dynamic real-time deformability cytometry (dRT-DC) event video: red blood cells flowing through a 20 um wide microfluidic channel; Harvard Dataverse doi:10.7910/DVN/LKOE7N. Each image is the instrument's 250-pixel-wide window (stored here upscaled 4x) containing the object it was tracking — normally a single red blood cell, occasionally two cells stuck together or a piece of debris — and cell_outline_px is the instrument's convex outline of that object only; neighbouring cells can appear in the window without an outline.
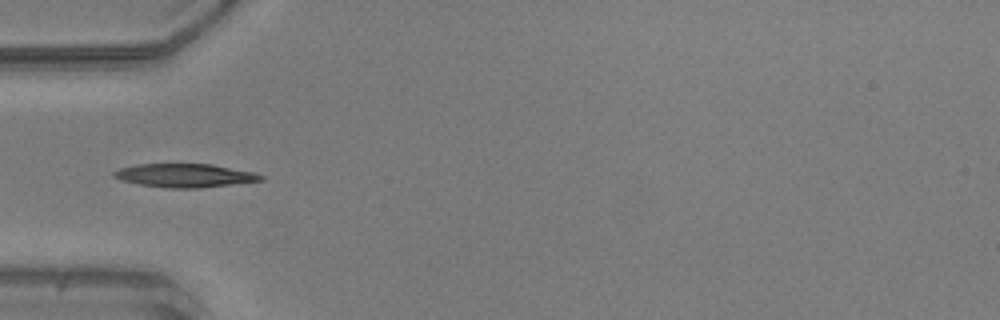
{"species": "common noctule bat (a hibernating species)", "species_latin": "Nyctalus noctula", "temperature_condition": "warm", "stored_images_in_passage": 22, "camera_frame_rate_fps": 3000, "um_per_image_px": 0.085, "animal": {"sex": "male", "body_mass_g": 20.5, "forearm_length_mm": 52.5}, "frame": {"image": 1, "passage_image": 1, "time_ms": 0.0, "image_size_px": [1000, 320], "cell_outline_px": [[264, 180], [200, 188], [172, 188], [140, 184], [120, 180], [112, 176], [112, 172], [120, 168], [136, 164], [212, 164], [252, 172], [264, 176]], "centroid_in_image_um": [15.68, 14.91], "position_along_channel_um": 69.3, "area_um2": 20.0}}
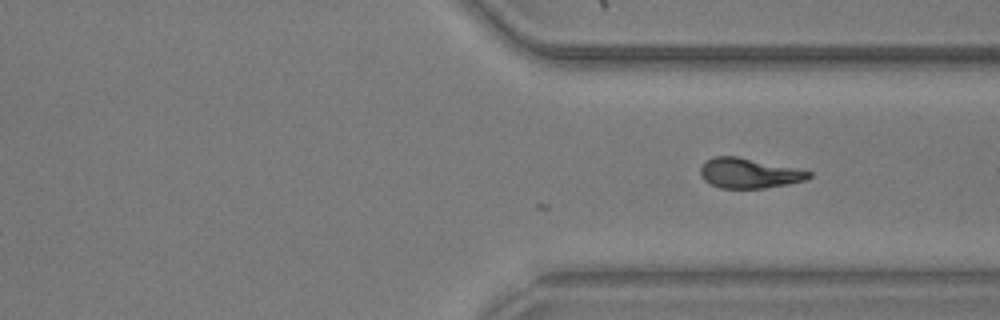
{"frame": {"image": 2, "passage_image": 22, "time_ms": 7.0, "image_size_px": [1000, 320], "cell_outline_px": [[812, 176], [804, 180], [788, 184], [764, 188], [720, 188], [704, 180], [700, 176], [700, 168], [704, 160], [712, 156], [736, 156], [796, 168], [812, 172]], "centroid_in_image_um": [63.62, 14.71], "position_along_channel_um": 347.8, "area_um2": 18.96}}